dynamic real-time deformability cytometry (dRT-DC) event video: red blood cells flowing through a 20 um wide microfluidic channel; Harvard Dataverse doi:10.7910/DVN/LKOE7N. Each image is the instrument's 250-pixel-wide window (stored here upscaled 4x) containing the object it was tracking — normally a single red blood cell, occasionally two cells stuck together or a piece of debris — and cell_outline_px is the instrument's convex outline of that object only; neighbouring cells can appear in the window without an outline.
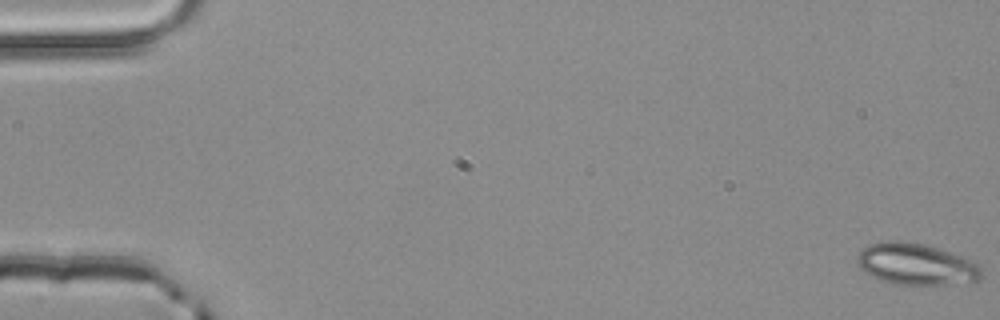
{"species": "common noctule bat (a hibernating species)", "species_latin": "Nyctalus noctula", "temperature_condition": "room temperature", "stored_images_in_passage": 4, "camera_frame_rate_fps": 3000, "um_per_image_px": 0.085, "animal": {"sex": "male", "body_mass_g": 20.4}, "frame": {"image": 1, "passage_image": 1, "time_ms": 0.0, "image_size_px": [1000, 320], "cell_outline_px": [[984, 272], [980, 280], [944, 284], [896, 284], [872, 276], [864, 272], [860, 268], [856, 260], [856, 256], [868, 244], [888, 240], [900, 240], [924, 244], [960, 256], [976, 264]], "centroid_in_image_um": [77.82, 22.44], "position_along_channel_um": 7.2, "area_um2": 29.65}}